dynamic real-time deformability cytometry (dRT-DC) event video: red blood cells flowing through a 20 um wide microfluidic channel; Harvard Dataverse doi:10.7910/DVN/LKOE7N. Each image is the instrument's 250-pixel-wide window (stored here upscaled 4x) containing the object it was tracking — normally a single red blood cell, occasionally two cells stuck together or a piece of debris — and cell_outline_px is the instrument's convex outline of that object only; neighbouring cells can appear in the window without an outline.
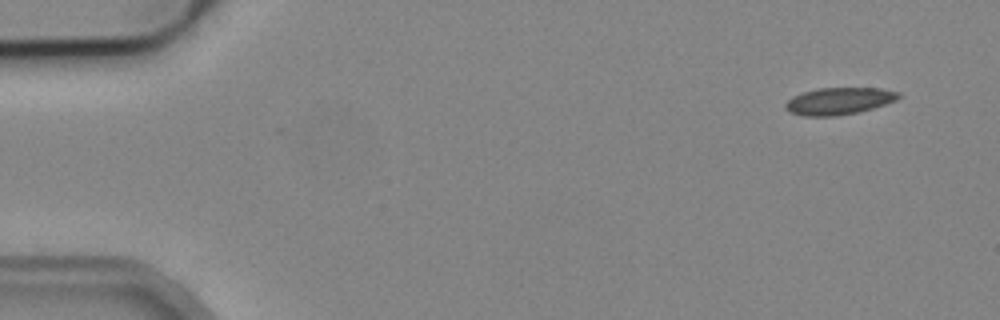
{"species": "common noctule bat (a hibernating species)", "species_latin": "Nyctalus noctula", "temperature_condition": "cold", "stored_images_in_passage": 5, "camera_frame_rate_fps": 3000, "um_per_image_px": 0.085, "animal": {"sex": "male", "body_mass_g": 19.2, "forearm_length_mm": 51.8}, "frame": {"image": 1, "passage_image": 1, "time_ms": 0.0, "image_size_px": [1000, 320], "cell_outline_px": [[900, 96], [896, 100], [872, 108], [856, 112], [836, 116], [804, 116], [788, 112], [784, 108], [784, 104], [792, 96], [816, 88], [880, 88], [900, 92]], "centroid_in_image_um": [71.26, 8.58], "position_along_channel_um": 13.7, "area_um2": 17.8}}
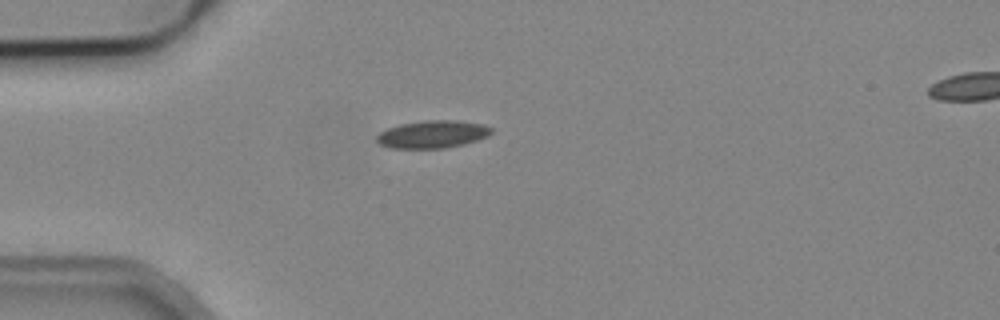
{"frame": {"image": 2, "passage_image": 3, "time_ms": 3.667, "image_size_px": [1000, 320], "cell_outline_px": [[492, 132], [488, 136], [464, 144], [444, 148], [388, 148], [380, 144], [376, 140], [376, 136], [380, 132], [388, 128], [400, 124], [424, 120], [456, 120], [484, 124], [492, 128]], "centroid_in_image_um": [36.76, 11.41], "position_along_channel_um": 48.2, "area_um2": 18.5}}